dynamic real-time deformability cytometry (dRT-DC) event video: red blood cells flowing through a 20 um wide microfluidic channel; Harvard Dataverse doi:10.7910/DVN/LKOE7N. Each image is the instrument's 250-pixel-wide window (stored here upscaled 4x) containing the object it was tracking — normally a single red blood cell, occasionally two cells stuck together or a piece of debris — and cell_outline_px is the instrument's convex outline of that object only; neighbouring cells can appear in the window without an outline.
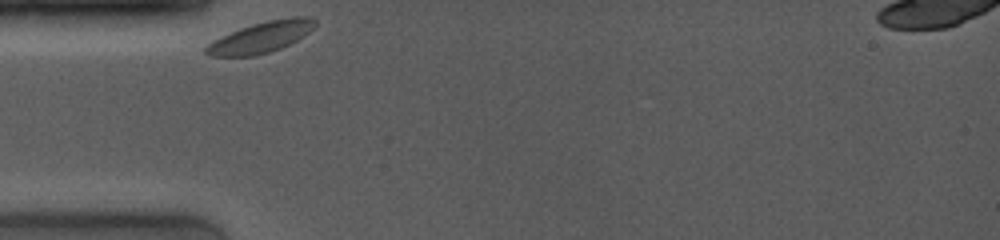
{"species": "common noctule bat (a hibernating species)", "species_latin": "Nyctalus noctula", "temperature_condition": "room temperature", "stored_images_in_passage": 23, "camera_frame_rate_fps": 4000, "um_per_image_px": 0.085, "animal": {"sex": "female", "body_mass_g": 19.0, "forearm_length_mm": 53.3}, "frame": {"image": 1, "passage_image": 1, "time_ms": 0.0, "image_size_px": [1000, 240], "cell_outline_px": [[316, 24], [308, 32], [296, 40], [280, 48], [268, 52], [252, 56], [212, 56], [204, 52], [204, 48], [212, 40], [240, 28], [252, 24], [268, 20], [292, 16], [308, 16], [316, 20]], "centroid_in_image_um": [22.17, 3.15], "position_along_channel_um": 62.8, "area_um2": 19.48}}